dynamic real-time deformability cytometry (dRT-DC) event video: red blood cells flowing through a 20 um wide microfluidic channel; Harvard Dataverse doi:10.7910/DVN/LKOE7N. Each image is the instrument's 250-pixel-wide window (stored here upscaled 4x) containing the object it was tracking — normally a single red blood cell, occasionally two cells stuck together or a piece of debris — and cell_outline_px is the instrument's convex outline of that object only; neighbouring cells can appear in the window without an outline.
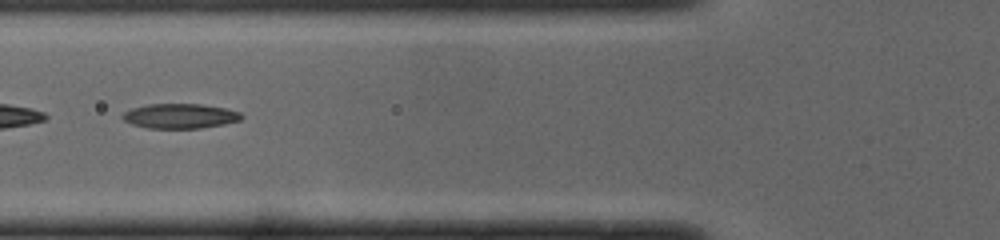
{"species": "common noctule bat (a hibernating species)", "species_latin": "Nyctalus noctula", "temperature_condition": "cold", "stored_images_in_passage": 34, "camera_frame_rate_fps": 3000, "um_per_image_px": 0.085, "animal": {"sex": "male", "body_mass_g": 19.0, "forearm_length_mm": 50.8}, "frame": {"image": 1, "passage_image": 6, "time_ms": 1.667, "image_size_px": [1000, 240], "cell_outline_px": [[244, 116], [240, 120], [224, 124], [200, 128], [148, 128], [132, 124], [124, 120], [120, 116], [124, 112], [132, 108], [148, 104], [204, 104], [224, 108], [240, 112]], "centroid_in_image_um": [15.3, 9.86], "position_along_channel_um": 110.5, "area_um2": 17.17}}
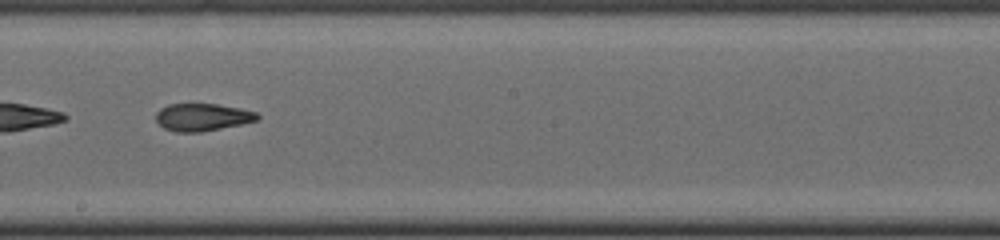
{"frame": {"image": 2, "passage_image": 15, "time_ms": 4.667, "image_size_px": [1000, 240], "cell_outline_px": [[260, 116], [256, 120], [240, 124], [200, 132], [176, 132], [164, 128], [156, 120], [156, 112], [160, 108], [168, 104], [216, 104], [240, 108], [256, 112]], "centroid_in_image_um": [17.17, 9.95], "position_along_channel_um": 231.0, "area_um2": 16.07}, "authors_computed_cell_mechanics": {"area_um2": 16.6464, "velocity_mm_per_s": 4.0241, "shape_relaxation_time_tau1_ms": null, "shape_relaxation_time_tau2_ms": 4.3874, "deformation_change_tau1": null, "deformation_change_tau2": 0.1425}}